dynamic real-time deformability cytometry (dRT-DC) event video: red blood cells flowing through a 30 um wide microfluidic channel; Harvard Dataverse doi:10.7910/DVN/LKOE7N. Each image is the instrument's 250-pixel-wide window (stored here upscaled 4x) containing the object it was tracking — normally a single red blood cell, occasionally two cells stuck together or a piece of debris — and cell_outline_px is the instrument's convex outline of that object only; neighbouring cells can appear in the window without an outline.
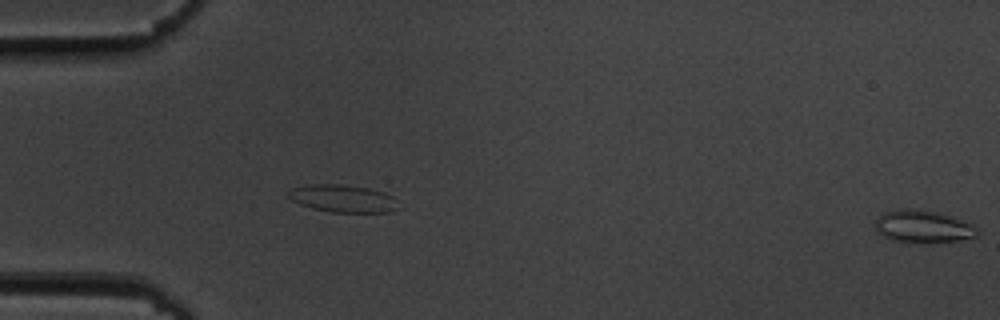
{"species": "common noctule bat (a hibernating species)", "species_latin": "Nyctalus noctula", "temperature_condition": "cold", "stored_images_in_passage": 16, "segment_of_instrument_passage": [2, 2], "camera_frame_rate_fps": 3000, "um_per_image_px": 0.085, "animal": {"sex": "male", "body_mass_g": 19.5, "forearm_length_mm": 54.6}, "frame": {"image": 1, "passage_image": 16, "time_ms": 5.0, "image_size_px": [1000, 320], "cell_outline_px": [[980, 236], [960, 240], [892, 240], [876, 232], [876, 220], [884, 212], [904, 208], [916, 208], [936, 212], [972, 224], [980, 232]], "centroid_in_image_um": [78.46, 19.21], "position_along_channel_um": 6.5, "area_um2": 18.5}}